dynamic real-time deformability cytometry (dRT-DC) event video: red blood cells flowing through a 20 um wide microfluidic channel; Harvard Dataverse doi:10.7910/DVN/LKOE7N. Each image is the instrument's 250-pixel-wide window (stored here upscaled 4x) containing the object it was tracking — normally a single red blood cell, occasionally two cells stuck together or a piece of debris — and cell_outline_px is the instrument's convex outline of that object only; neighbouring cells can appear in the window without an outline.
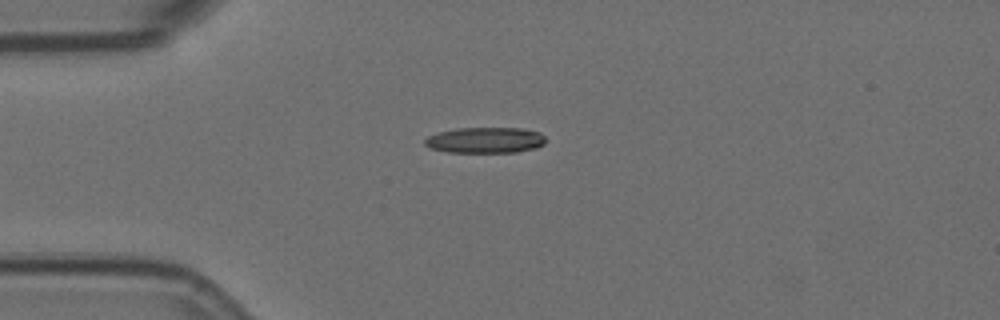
{"species": "Egyptian fruit bat (a non-hibernating species)", "species_latin": "Rousettus aegyptiacus", "temperature_condition": "room temperature", "stored_images_in_passage": 3, "camera_frame_rate_fps": 3000, "um_per_image_px": 0.085, "animal": {"sex": "female"}, "frame": {"image": 1, "passage_image": 3, "time_ms": 0.667, "image_size_px": [1000, 320], "cell_outline_px": [[544, 144], [536, 148], [516, 152], [448, 152], [428, 148], [424, 144], [424, 140], [428, 136], [440, 132], [456, 128], [524, 128], [540, 132], [544, 136]], "centroid_in_image_um": [41.24, 11.91], "position_along_channel_um": 43.8, "area_um2": 18.26}}